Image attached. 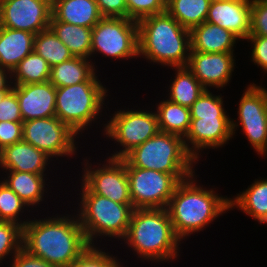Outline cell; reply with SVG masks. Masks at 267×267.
I'll use <instances>...</instances> for the list:
<instances>
[{
    "instance_id": "1",
    "label": "cell",
    "mask_w": 267,
    "mask_h": 267,
    "mask_svg": "<svg viewBox=\"0 0 267 267\" xmlns=\"http://www.w3.org/2000/svg\"><path fill=\"white\" fill-rule=\"evenodd\" d=\"M75 218L28 220L23 227L22 247L56 267L69 266L89 246L78 216Z\"/></svg>"
},
{
    "instance_id": "2",
    "label": "cell",
    "mask_w": 267,
    "mask_h": 267,
    "mask_svg": "<svg viewBox=\"0 0 267 267\" xmlns=\"http://www.w3.org/2000/svg\"><path fill=\"white\" fill-rule=\"evenodd\" d=\"M194 176L180 182L166 207L175 235L180 239L203 230L230 209L229 199L195 184Z\"/></svg>"
},
{
    "instance_id": "3",
    "label": "cell",
    "mask_w": 267,
    "mask_h": 267,
    "mask_svg": "<svg viewBox=\"0 0 267 267\" xmlns=\"http://www.w3.org/2000/svg\"><path fill=\"white\" fill-rule=\"evenodd\" d=\"M139 56L154 63L174 67L188 65L190 30L182 27L167 12L138 21Z\"/></svg>"
},
{
    "instance_id": "4",
    "label": "cell",
    "mask_w": 267,
    "mask_h": 267,
    "mask_svg": "<svg viewBox=\"0 0 267 267\" xmlns=\"http://www.w3.org/2000/svg\"><path fill=\"white\" fill-rule=\"evenodd\" d=\"M123 239L145 260L169 261L179 255L181 240L174 233L166 208L134 209Z\"/></svg>"
},
{
    "instance_id": "5",
    "label": "cell",
    "mask_w": 267,
    "mask_h": 267,
    "mask_svg": "<svg viewBox=\"0 0 267 267\" xmlns=\"http://www.w3.org/2000/svg\"><path fill=\"white\" fill-rule=\"evenodd\" d=\"M122 160L125 166L173 174L180 182L195 175L193 163L196 161L187 151L184 138L176 134L159 131Z\"/></svg>"
},
{
    "instance_id": "6",
    "label": "cell",
    "mask_w": 267,
    "mask_h": 267,
    "mask_svg": "<svg viewBox=\"0 0 267 267\" xmlns=\"http://www.w3.org/2000/svg\"><path fill=\"white\" fill-rule=\"evenodd\" d=\"M80 211L77 216L89 245L96 236L124 238L134 211L132 204H120L107 197L92 193L81 184Z\"/></svg>"
},
{
    "instance_id": "7",
    "label": "cell",
    "mask_w": 267,
    "mask_h": 267,
    "mask_svg": "<svg viewBox=\"0 0 267 267\" xmlns=\"http://www.w3.org/2000/svg\"><path fill=\"white\" fill-rule=\"evenodd\" d=\"M107 91L101 82H81L56 88V116L79 134L102 112Z\"/></svg>"
},
{
    "instance_id": "8",
    "label": "cell",
    "mask_w": 267,
    "mask_h": 267,
    "mask_svg": "<svg viewBox=\"0 0 267 267\" xmlns=\"http://www.w3.org/2000/svg\"><path fill=\"white\" fill-rule=\"evenodd\" d=\"M91 55L128 59L139 56L138 22L129 18L103 17L92 28Z\"/></svg>"
},
{
    "instance_id": "9",
    "label": "cell",
    "mask_w": 267,
    "mask_h": 267,
    "mask_svg": "<svg viewBox=\"0 0 267 267\" xmlns=\"http://www.w3.org/2000/svg\"><path fill=\"white\" fill-rule=\"evenodd\" d=\"M134 209L166 208L180 181L164 172L126 166Z\"/></svg>"
},
{
    "instance_id": "10",
    "label": "cell",
    "mask_w": 267,
    "mask_h": 267,
    "mask_svg": "<svg viewBox=\"0 0 267 267\" xmlns=\"http://www.w3.org/2000/svg\"><path fill=\"white\" fill-rule=\"evenodd\" d=\"M108 122L104 128L105 135L124 148L109 157L113 159H122L132 149L159 132L158 117L156 112L152 111L119 110Z\"/></svg>"
},
{
    "instance_id": "11",
    "label": "cell",
    "mask_w": 267,
    "mask_h": 267,
    "mask_svg": "<svg viewBox=\"0 0 267 267\" xmlns=\"http://www.w3.org/2000/svg\"><path fill=\"white\" fill-rule=\"evenodd\" d=\"M238 108L239 124L231 120L232 135L241 125L247 139L258 152L267 153V90L256 84L248 85L241 96Z\"/></svg>"
},
{
    "instance_id": "12",
    "label": "cell",
    "mask_w": 267,
    "mask_h": 267,
    "mask_svg": "<svg viewBox=\"0 0 267 267\" xmlns=\"http://www.w3.org/2000/svg\"><path fill=\"white\" fill-rule=\"evenodd\" d=\"M23 140L46 153L49 157L75 154L74 132L57 116L23 122Z\"/></svg>"
},
{
    "instance_id": "13",
    "label": "cell",
    "mask_w": 267,
    "mask_h": 267,
    "mask_svg": "<svg viewBox=\"0 0 267 267\" xmlns=\"http://www.w3.org/2000/svg\"><path fill=\"white\" fill-rule=\"evenodd\" d=\"M52 0H0V26L32 34L49 28Z\"/></svg>"
},
{
    "instance_id": "14",
    "label": "cell",
    "mask_w": 267,
    "mask_h": 267,
    "mask_svg": "<svg viewBox=\"0 0 267 267\" xmlns=\"http://www.w3.org/2000/svg\"><path fill=\"white\" fill-rule=\"evenodd\" d=\"M106 161L107 164L101 168L98 166L97 169L89 166L87 162L82 183L94 194L120 204H132L125 162L113 158H108Z\"/></svg>"
},
{
    "instance_id": "15",
    "label": "cell",
    "mask_w": 267,
    "mask_h": 267,
    "mask_svg": "<svg viewBox=\"0 0 267 267\" xmlns=\"http://www.w3.org/2000/svg\"><path fill=\"white\" fill-rule=\"evenodd\" d=\"M232 136L231 118L199 117V119H191L190 128L184 137V143L189 154L196 161H199L197 159L200 150L221 147Z\"/></svg>"
},
{
    "instance_id": "16",
    "label": "cell",
    "mask_w": 267,
    "mask_h": 267,
    "mask_svg": "<svg viewBox=\"0 0 267 267\" xmlns=\"http://www.w3.org/2000/svg\"><path fill=\"white\" fill-rule=\"evenodd\" d=\"M187 67L195 78L208 87L223 88L231 79L235 57L233 53H203L190 51Z\"/></svg>"
},
{
    "instance_id": "17",
    "label": "cell",
    "mask_w": 267,
    "mask_h": 267,
    "mask_svg": "<svg viewBox=\"0 0 267 267\" xmlns=\"http://www.w3.org/2000/svg\"><path fill=\"white\" fill-rule=\"evenodd\" d=\"M252 0H211L206 22L227 29L239 39L251 32Z\"/></svg>"
},
{
    "instance_id": "18",
    "label": "cell",
    "mask_w": 267,
    "mask_h": 267,
    "mask_svg": "<svg viewBox=\"0 0 267 267\" xmlns=\"http://www.w3.org/2000/svg\"><path fill=\"white\" fill-rule=\"evenodd\" d=\"M23 122L55 117L56 88L49 82L13 85Z\"/></svg>"
},
{
    "instance_id": "19",
    "label": "cell",
    "mask_w": 267,
    "mask_h": 267,
    "mask_svg": "<svg viewBox=\"0 0 267 267\" xmlns=\"http://www.w3.org/2000/svg\"><path fill=\"white\" fill-rule=\"evenodd\" d=\"M49 157L32 144L21 140L2 149L0 167L3 170L30 172L44 175Z\"/></svg>"
},
{
    "instance_id": "20",
    "label": "cell",
    "mask_w": 267,
    "mask_h": 267,
    "mask_svg": "<svg viewBox=\"0 0 267 267\" xmlns=\"http://www.w3.org/2000/svg\"><path fill=\"white\" fill-rule=\"evenodd\" d=\"M239 38L220 26L204 22L190 30L191 50L203 53H233Z\"/></svg>"
},
{
    "instance_id": "21",
    "label": "cell",
    "mask_w": 267,
    "mask_h": 267,
    "mask_svg": "<svg viewBox=\"0 0 267 267\" xmlns=\"http://www.w3.org/2000/svg\"><path fill=\"white\" fill-rule=\"evenodd\" d=\"M35 34L0 26V67L13 71L34 48Z\"/></svg>"
},
{
    "instance_id": "22",
    "label": "cell",
    "mask_w": 267,
    "mask_h": 267,
    "mask_svg": "<svg viewBox=\"0 0 267 267\" xmlns=\"http://www.w3.org/2000/svg\"><path fill=\"white\" fill-rule=\"evenodd\" d=\"M56 21L93 28L102 18L96 0H52Z\"/></svg>"
},
{
    "instance_id": "23",
    "label": "cell",
    "mask_w": 267,
    "mask_h": 267,
    "mask_svg": "<svg viewBox=\"0 0 267 267\" xmlns=\"http://www.w3.org/2000/svg\"><path fill=\"white\" fill-rule=\"evenodd\" d=\"M93 62L88 58L74 56L51 67L49 82L55 87H64L81 82H100L96 76Z\"/></svg>"
},
{
    "instance_id": "24",
    "label": "cell",
    "mask_w": 267,
    "mask_h": 267,
    "mask_svg": "<svg viewBox=\"0 0 267 267\" xmlns=\"http://www.w3.org/2000/svg\"><path fill=\"white\" fill-rule=\"evenodd\" d=\"M49 27L73 56L91 57L92 28L50 19Z\"/></svg>"
},
{
    "instance_id": "25",
    "label": "cell",
    "mask_w": 267,
    "mask_h": 267,
    "mask_svg": "<svg viewBox=\"0 0 267 267\" xmlns=\"http://www.w3.org/2000/svg\"><path fill=\"white\" fill-rule=\"evenodd\" d=\"M230 209L234 206L261 224L267 223V179L255 181L234 199L229 198Z\"/></svg>"
},
{
    "instance_id": "26",
    "label": "cell",
    "mask_w": 267,
    "mask_h": 267,
    "mask_svg": "<svg viewBox=\"0 0 267 267\" xmlns=\"http://www.w3.org/2000/svg\"><path fill=\"white\" fill-rule=\"evenodd\" d=\"M9 176L4 183L26 204L34 206L41 202L45 192V175L8 170Z\"/></svg>"
},
{
    "instance_id": "27",
    "label": "cell",
    "mask_w": 267,
    "mask_h": 267,
    "mask_svg": "<svg viewBox=\"0 0 267 267\" xmlns=\"http://www.w3.org/2000/svg\"><path fill=\"white\" fill-rule=\"evenodd\" d=\"M211 0H166V12L191 30L206 21Z\"/></svg>"
},
{
    "instance_id": "28",
    "label": "cell",
    "mask_w": 267,
    "mask_h": 267,
    "mask_svg": "<svg viewBox=\"0 0 267 267\" xmlns=\"http://www.w3.org/2000/svg\"><path fill=\"white\" fill-rule=\"evenodd\" d=\"M160 132L185 137L190 128L191 115L189 107L172 103L168 99L161 101L156 109Z\"/></svg>"
},
{
    "instance_id": "29",
    "label": "cell",
    "mask_w": 267,
    "mask_h": 267,
    "mask_svg": "<svg viewBox=\"0 0 267 267\" xmlns=\"http://www.w3.org/2000/svg\"><path fill=\"white\" fill-rule=\"evenodd\" d=\"M176 76L170 86L168 100L185 107H191L205 88L187 67H176Z\"/></svg>"
},
{
    "instance_id": "30",
    "label": "cell",
    "mask_w": 267,
    "mask_h": 267,
    "mask_svg": "<svg viewBox=\"0 0 267 267\" xmlns=\"http://www.w3.org/2000/svg\"><path fill=\"white\" fill-rule=\"evenodd\" d=\"M51 67L34 51L27 55L11 72L12 84L44 83L50 79ZM14 82V83H13Z\"/></svg>"
},
{
    "instance_id": "31",
    "label": "cell",
    "mask_w": 267,
    "mask_h": 267,
    "mask_svg": "<svg viewBox=\"0 0 267 267\" xmlns=\"http://www.w3.org/2000/svg\"><path fill=\"white\" fill-rule=\"evenodd\" d=\"M33 51L40 55L50 67L74 57L50 27L35 35Z\"/></svg>"
},
{
    "instance_id": "32",
    "label": "cell",
    "mask_w": 267,
    "mask_h": 267,
    "mask_svg": "<svg viewBox=\"0 0 267 267\" xmlns=\"http://www.w3.org/2000/svg\"><path fill=\"white\" fill-rule=\"evenodd\" d=\"M27 204L3 181H0V220L20 224L22 227L28 222L18 219Z\"/></svg>"
},
{
    "instance_id": "33",
    "label": "cell",
    "mask_w": 267,
    "mask_h": 267,
    "mask_svg": "<svg viewBox=\"0 0 267 267\" xmlns=\"http://www.w3.org/2000/svg\"><path fill=\"white\" fill-rule=\"evenodd\" d=\"M223 99L220 95H213L205 89L199 98L189 108L191 119L199 117H229L223 107Z\"/></svg>"
},
{
    "instance_id": "34",
    "label": "cell",
    "mask_w": 267,
    "mask_h": 267,
    "mask_svg": "<svg viewBox=\"0 0 267 267\" xmlns=\"http://www.w3.org/2000/svg\"><path fill=\"white\" fill-rule=\"evenodd\" d=\"M23 227L20 224L8 221L0 222V263L7 255L13 254L22 248Z\"/></svg>"
},
{
    "instance_id": "35",
    "label": "cell",
    "mask_w": 267,
    "mask_h": 267,
    "mask_svg": "<svg viewBox=\"0 0 267 267\" xmlns=\"http://www.w3.org/2000/svg\"><path fill=\"white\" fill-rule=\"evenodd\" d=\"M67 267H122L116 257L103 252L95 245L88 248Z\"/></svg>"
},
{
    "instance_id": "36",
    "label": "cell",
    "mask_w": 267,
    "mask_h": 267,
    "mask_svg": "<svg viewBox=\"0 0 267 267\" xmlns=\"http://www.w3.org/2000/svg\"><path fill=\"white\" fill-rule=\"evenodd\" d=\"M128 18L139 21L166 12V0H126Z\"/></svg>"
},
{
    "instance_id": "37",
    "label": "cell",
    "mask_w": 267,
    "mask_h": 267,
    "mask_svg": "<svg viewBox=\"0 0 267 267\" xmlns=\"http://www.w3.org/2000/svg\"><path fill=\"white\" fill-rule=\"evenodd\" d=\"M250 19L249 36H267V0H252Z\"/></svg>"
},
{
    "instance_id": "38",
    "label": "cell",
    "mask_w": 267,
    "mask_h": 267,
    "mask_svg": "<svg viewBox=\"0 0 267 267\" xmlns=\"http://www.w3.org/2000/svg\"><path fill=\"white\" fill-rule=\"evenodd\" d=\"M4 121L23 122L18 98L13 89L0 101V122Z\"/></svg>"
},
{
    "instance_id": "39",
    "label": "cell",
    "mask_w": 267,
    "mask_h": 267,
    "mask_svg": "<svg viewBox=\"0 0 267 267\" xmlns=\"http://www.w3.org/2000/svg\"><path fill=\"white\" fill-rule=\"evenodd\" d=\"M23 122H0V147L13 145L23 140Z\"/></svg>"
},
{
    "instance_id": "40",
    "label": "cell",
    "mask_w": 267,
    "mask_h": 267,
    "mask_svg": "<svg viewBox=\"0 0 267 267\" xmlns=\"http://www.w3.org/2000/svg\"><path fill=\"white\" fill-rule=\"evenodd\" d=\"M103 17L128 18L126 0H96Z\"/></svg>"
},
{
    "instance_id": "41",
    "label": "cell",
    "mask_w": 267,
    "mask_h": 267,
    "mask_svg": "<svg viewBox=\"0 0 267 267\" xmlns=\"http://www.w3.org/2000/svg\"><path fill=\"white\" fill-rule=\"evenodd\" d=\"M253 43L252 62L267 71V36H248L246 40Z\"/></svg>"
},
{
    "instance_id": "42",
    "label": "cell",
    "mask_w": 267,
    "mask_h": 267,
    "mask_svg": "<svg viewBox=\"0 0 267 267\" xmlns=\"http://www.w3.org/2000/svg\"><path fill=\"white\" fill-rule=\"evenodd\" d=\"M11 260L13 262L10 267H56L39 257L31 255L23 247Z\"/></svg>"
},
{
    "instance_id": "43",
    "label": "cell",
    "mask_w": 267,
    "mask_h": 267,
    "mask_svg": "<svg viewBox=\"0 0 267 267\" xmlns=\"http://www.w3.org/2000/svg\"><path fill=\"white\" fill-rule=\"evenodd\" d=\"M8 75L10 77V81L7 80L9 79ZM11 78H12L11 71L3 67H0V91H10L13 88Z\"/></svg>"
},
{
    "instance_id": "44",
    "label": "cell",
    "mask_w": 267,
    "mask_h": 267,
    "mask_svg": "<svg viewBox=\"0 0 267 267\" xmlns=\"http://www.w3.org/2000/svg\"><path fill=\"white\" fill-rule=\"evenodd\" d=\"M9 91H0V101L4 98V96L8 93Z\"/></svg>"
},
{
    "instance_id": "45",
    "label": "cell",
    "mask_w": 267,
    "mask_h": 267,
    "mask_svg": "<svg viewBox=\"0 0 267 267\" xmlns=\"http://www.w3.org/2000/svg\"><path fill=\"white\" fill-rule=\"evenodd\" d=\"M1 158H2V148L0 147V161H1Z\"/></svg>"
}]
</instances>
